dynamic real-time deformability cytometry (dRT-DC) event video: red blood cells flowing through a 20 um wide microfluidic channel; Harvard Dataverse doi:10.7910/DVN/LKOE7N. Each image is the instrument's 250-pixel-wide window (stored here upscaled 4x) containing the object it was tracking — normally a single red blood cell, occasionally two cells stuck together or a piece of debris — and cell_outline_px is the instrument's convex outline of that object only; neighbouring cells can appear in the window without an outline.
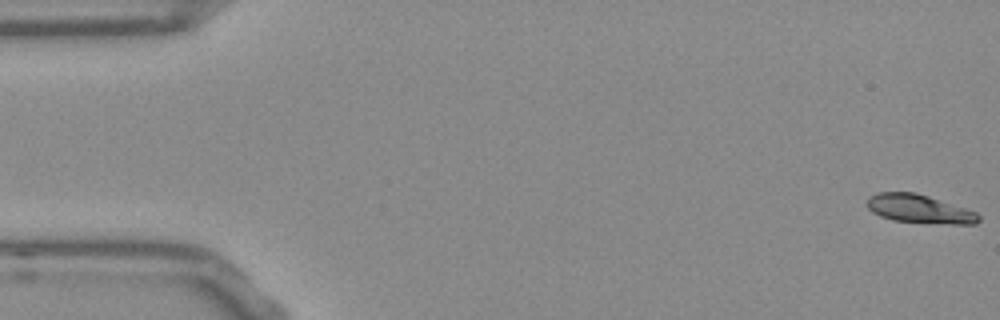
{"species": "Egyptian fruit bat (a non-hibernating species)", "species_latin": "Rousettus aegyptiacus", "temperature_condition": "room temperature", "stored_images_in_passage": 55, "camera_frame_rate_fps": 3000, "um_per_image_px": 0.085, "frame": {"image": 1, "passage_image": 1, "time_ms": 0.0, "image_size_px": [1000, 320], "cell_outline_px": [[980, 220], [976, 224], [948, 224], [892, 220], [880, 216], [872, 212], [868, 208], [868, 196], [876, 192], [916, 192], [976, 212], [980, 216]], "centroid_in_image_um": [78.13, 17.75], "position_along_channel_um": 6.9, "area_um2": 18.44}}
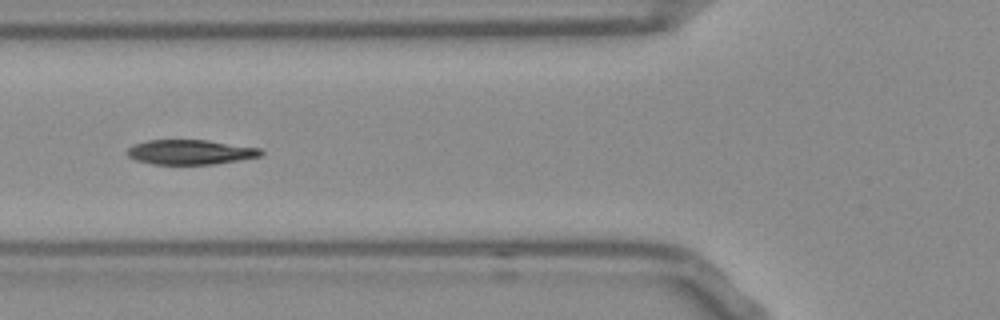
{"frame": {"image": 2, "passage_image": 20, "time_ms": 6.333, "image_size_px": [1000, 320], "cell_outline_px": [[264, 152], [260, 156], [212, 164], [152, 164], [136, 160], [128, 156], [128, 148], [136, 144], [148, 140], [208, 140], [260, 148]], "centroid_in_image_um": [16.18, 12.92], "position_along_channel_um": 109.6, "area_um2": 19.02}}
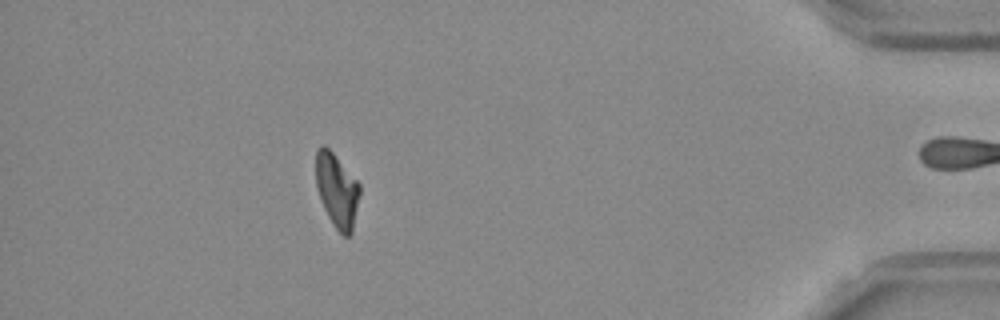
{"frame": {"image": 3, "passage_image": 48, "time_ms": 15.667, "image_size_px": [1000, 320], "cell_outline_px": [[360, 192], [352, 232], [348, 236], [344, 236], [332, 224], [320, 200], [316, 184], [316, 148], [324, 144], [332, 152], [360, 184]], "centroid_in_image_um": [28.62, 16.17], "position_along_channel_um": 406.6, "area_um2": 18.73}, "authors_computed_cell_mechanics": {"area_um2": 19.5364, "velocity_mm_per_s": 3.7757, "shape_relaxation_time_tau1_ms": 5.5795, "shape_relaxation_time_tau2_ms": 2.4311, "deformation_change_tau1": 0.2001, "deformation_change_tau2": 0.0666}}